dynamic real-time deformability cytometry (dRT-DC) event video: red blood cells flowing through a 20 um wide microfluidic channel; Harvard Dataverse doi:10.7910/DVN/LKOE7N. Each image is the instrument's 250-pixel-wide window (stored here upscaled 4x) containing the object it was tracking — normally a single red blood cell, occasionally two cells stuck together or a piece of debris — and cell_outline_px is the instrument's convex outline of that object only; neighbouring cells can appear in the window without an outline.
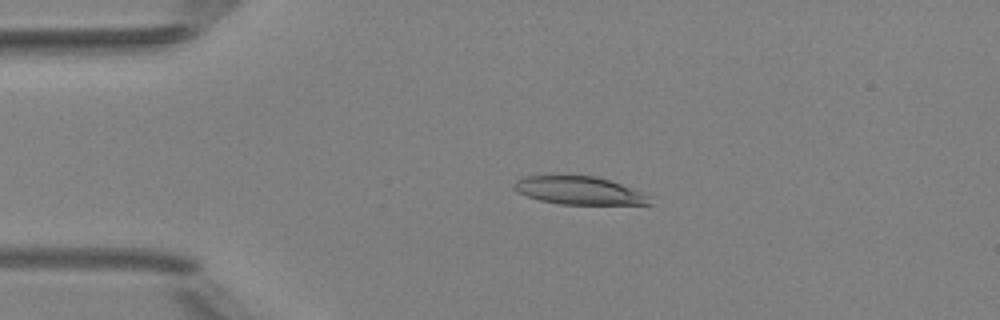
{"species": "Egyptian fruit bat (a non-hibernating species)", "species_latin": "Rousettus aegyptiacus", "temperature_condition": "room temperature", "stored_images_in_passage": 5, "camera_frame_rate_fps": 3000, "um_per_image_px": 0.085, "animal": {"sex": "female"}, "frame": {"image": 1, "passage_image": 4, "time_ms": 3.333, "image_size_px": [1000, 320], "cell_outline_px": [[652, 204], [560, 204], [540, 200], [516, 192], [512, 188], [512, 184], [516, 180], [524, 176], [596, 176], [648, 192], [652, 196]], "centroid_in_image_um": [49.29, 16.2], "position_along_channel_um": 35.7, "area_um2": 22.43}}